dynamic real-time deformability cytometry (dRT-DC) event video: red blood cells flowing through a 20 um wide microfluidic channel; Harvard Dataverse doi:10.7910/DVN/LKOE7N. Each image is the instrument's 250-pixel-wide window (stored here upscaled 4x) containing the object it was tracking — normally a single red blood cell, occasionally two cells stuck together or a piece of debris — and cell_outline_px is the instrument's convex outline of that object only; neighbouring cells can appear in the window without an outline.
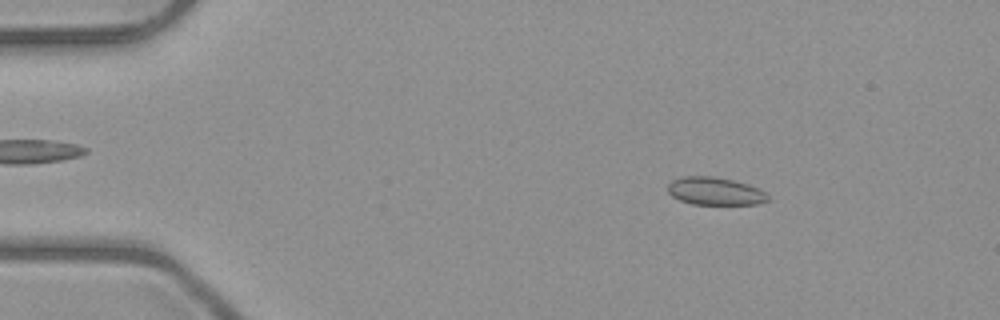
{"species": "common noctule bat (a hibernating species)", "species_latin": "Nyctalus noctula", "temperature_condition": "room temperature", "stored_images_in_passage": 52, "camera_frame_rate_fps": 3000, "um_per_image_px": 0.085, "animal": {"sex": "male", "body_mass_g": 23.1, "forearm_length_mm": 52.7}, "frame": {"image": 1, "passage_image": 8, "time_ms": 2.333, "image_size_px": [1000, 320], "cell_outline_px": [[768, 200], [756, 204], [692, 204], [680, 200], [672, 196], [668, 192], [668, 184], [672, 180], [680, 176], [712, 176], [732, 180], [748, 184], [764, 192], [768, 196]], "centroid_in_image_um": [60.73, 16.24], "position_along_channel_um": 24.3, "area_um2": 16.07}}
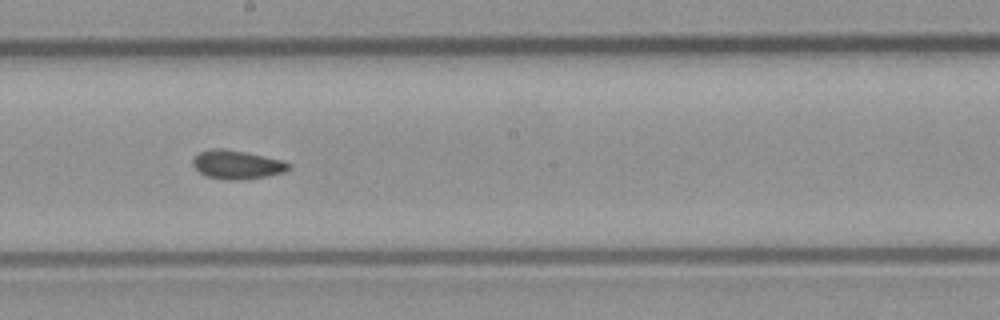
{"frame": {"image": 2, "passage_image": 29, "time_ms": 9.333, "image_size_px": [1000, 320], "cell_outline_px": [[292, 164], [284, 172], [268, 176], [240, 180], [228, 180], [208, 176], [200, 172], [192, 164], [192, 160], [200, 152], [212, 148], [224, 148], [284, 160]], "centroid_in_image_um": [20.16, 13.99], "position_along_channel_um": 228.0, "area_um2": 15.95}}
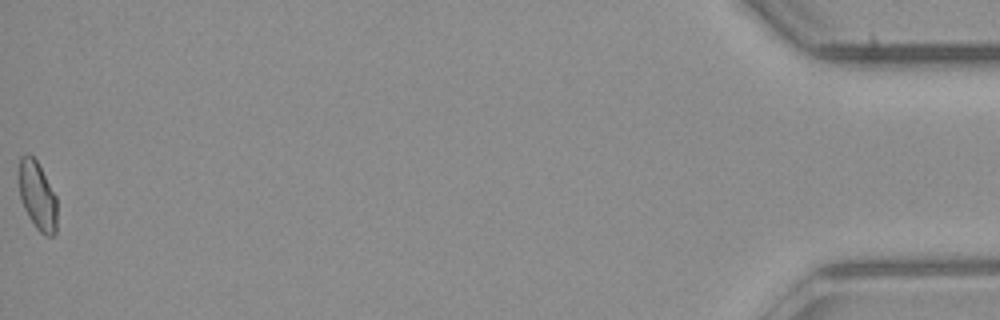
{"frame": {"image": 3, "passage_image": 52, "time_ms": 17.0, "image_size_px": [1000, 320], "cell_outline_px": [[56, 232], [52, 236], [44, 236], [36, 228], [28, 216], [20, 200], [20, 156], [28, 152], [36, 160], [56, 196]], "centroid_in_image_um": [3.18, 16.66], "position_along_channel_um": 432.0, "area_um2": 15.03}, "authors_computed_cell_mechanics": {"area_um2": 15.7794, "velocity_mm_per_s": 4.0248, "shape_relaxation_time_tau1_ms": 8.2679, "shape_relaxation_time_tau2_ms": 2.8996, "deformation_change_tau1": 0.1055, "deformation_change_tau2": 0.0668}}